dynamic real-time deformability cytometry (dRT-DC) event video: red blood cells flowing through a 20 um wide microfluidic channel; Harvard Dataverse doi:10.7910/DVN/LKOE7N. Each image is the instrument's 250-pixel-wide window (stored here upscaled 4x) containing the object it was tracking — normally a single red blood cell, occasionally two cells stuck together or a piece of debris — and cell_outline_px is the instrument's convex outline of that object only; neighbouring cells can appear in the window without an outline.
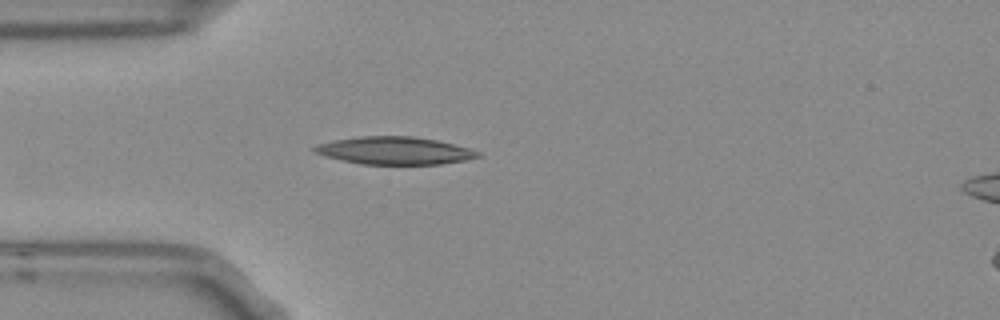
{"species": "Egyptian fruit bat (a non-hibernating species)", "species_latin": "Rousettus aegyptiacus", "temperature_condition": "room temperature", "stored_images_in_passage": 1, "camera_frame_rate_fps": 3000, "um_per_image_px": 0.085, "frame": {"image": 1, "passage_image": 1, "time_ms": 0.0, "image_size_px": [1000, 320], "cell_outline_px": [[480, 156], [464, 160], [440, 164], [360, 164], [312, 152], [312, 148], [316, 144], [332, 140], [360, 136], [412, 136], [436, 140], [468, 148], [480, 152]], "centroid_in_image_um": [33.49, 12.79], "position_along_channel_um": 51.5, "area_um2": 26.07}}